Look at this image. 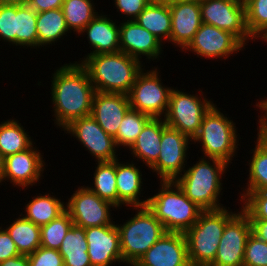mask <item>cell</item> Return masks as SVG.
<instances>
[{
	"mask_svg": "<svg viewBox=\"0 0 267 266\" xmlns=\"http://www.w3.org/2000/svg\"><path fill=\"white\" fill-rule=\"evenodd\" d=\"M69 62L55 69L50 81L53 121L61 131L73 120L91 115L96 92L88 71L80 63Z\"/></svg>",
	"mask_w": 267,
	"mask_h": 266,
	"instance_id": "obj_1",
	"label": "cell"
},
{
	"mask_svg": "<svg viewBox=\"0 0 267 266\" xmlns=\"http://www.w3.org/2000/svg\"><path fill=\"white\" fill-rule=\"evenodd\" d=\"M83 58L74 62L88 71L90 81L98 92L128 95L136 76L145 67V63L121 51Z\"/></svg>",
	"mask_w": 267,
	"mask_h": 266,
	"instance_id": "obj_2",
	"label": "cell"
},
{
	"mask_svg": "<svg viewBox=\"0 0 267 266\" xmlns=\"http://www.w3.org/2000/svg\"><path fill=\"white\" fill-rule=\"evenodd\" d=\"M228 168L229 165L222 160L201 157L192 167L186 166L175 182L204 211L219 210L226 207L220 199L223 194L222 178Z\"/></svg>",
	"mask_w": 267,
	"mask_h": 266,
	"instance_id": "obj_3",
	"label": "cell"
},
{
	"mask_svg": "<svg viewBox=\"0 0 267 266\" xmlns=\"http://www.w3.org/2000/svg\"><path fill=\"white\" fill-rule=\"evenodd\" d=\"M160 188L148 197L147 207L166 232L185 233L204 211L192 202L175 181H160Z\"/></svg>",
	"mask_w": 267,
	"mask_h": 266,
	"instance_id": "obj_4",
	"label": "cell"
},
{
	"mask_svg": "<svg viewBox=\"0 0 267 266\" xmlns=\"http://www.w3.org/2000/svg\"><path fill=\"white\" fill-rule=\"evenodd\" d=\"M230 119L216 104L204 115L199 132L192 140V144L197 142L201 146V157L219 159L231 165L240 139L236 123Z\"/></svg>",
	"mask_w": 267,
	"mask_h": 266,
	"instance_id": "obj_5",
	"label": "cell"
},
{
	"mask_svg": "<svg viewBox=\"0 0 267 266\" xmlns=\"http://www.w3.org/2000/svg\"><path fill=\"white\" fill-rule=\"evenodd\" d=\"M236 212L229 207L203 211L184 233L191 266H209L214 261L226 222Z\"/></svg>",
	"mask_w": 267,
	"mask_h": 266,
	"instance_id": "obj_6",
	"label": "cell"
},
{
	"mask_svg": "<svg viewBox=\"0 0 267 266\" xmlns=\"http://www.w3.org/2000/svg\"><path fill=\"white\" fill-rule=\"evenodd\" d=\"M135 214L116 226L120 234V248L125 266L137 260L166 232L163 224L144 207H133Z\"/></svg>",
	"mask_w": 267,
	"mask_h": 266,
	"instance_id": "obj_7",
	"label": "cell"
},
{
	"mask_svg": "<svg viewBox=\"0 0 267 266\" xmlns=\"http://www.w3.org/2000/svg\"><path fill=\"white\" fill-rule=\"evenodd\" d=\"M190 94L172 88L164 120L168 127L179 130L191 140L198 134L204 115L215 104L203 91ZM201 93V94H200ZM205 95V96H204Z\"/></svg>",
	"mask_w": 267,
	"mask_h": 266,
	"instance_id": "obj_8",
	"label": "cell"
},
{
	"mask_svg": "<svg viewBox=\"0 0 267 266\" xmlns=\"http://www.w3.org/2000/svg\"><path fill=\"white\" fill-rule=\"evenodd\" d=\"M151 69L145 70L144 67L136 76L128 94L130 108L152 118H164L173 87L164 85L158 67Z\"/></svg>",
	"mask_w": 267,
	"mask_h": 266,
	"instance_id": "obj_9",
	"label": "cell"
},
{
	"mask_svg": "<svg viewBox=\"0 0 267 266\" xmlns=\"http://www.w3.org/2000/svg\"><path fill=\"white\" fill-rule=\"evenodd\" d=\"M202 23L235 35L245 46L254 41L246 26L243 0H199Z\"/></svg>",
	"mask_w": 267,
	"mask_h": 266,
	"instance_id": "obj_10",
	"label": "cell"
},
{
	"mask_svg": "<svg viewBox=\"0 0 267 266\" xmlns=\"http://www.w3.org/2000/svg\"><path fill=\"white\" fill-rule=\"evenodd\" d=\"M160 154L149 168L159 181H175L186 169L189 144L192 140L179 130L166 127L162 131Z\"/></svg>",
	"mask_w": 267,
	"mask_h": 266,
	"instance_id": "obj_11",
	"label": "cell"
},
{
	"mask_svg": "<svg viewBox=\"0 0 267 266\" xmlns=\"http://www.w3.org/2000/svg\"><path fill=\"white\" fill-rule=\"evenodd\" d=\"M67 198L65 210L69 213L74 225L85 229L115 223L111 212L116 207L110 202L101 199L87 186H78V189L74 191L71 197Z\"/></svg>",
	"mask_w": 267,
	"mask_h": 266,
	"instance_id": "obj_12",
	"label": "cell"
},
{
	"mask_svg": "<svg viewBox=\"0 0 267 266\" xmlns=\"http://www.w3.org/2000/svg\"><path fill=\"white\" fill-rule=\"evenodd\" d=\"M62 130L76 138L93 159L95 157V162H111L120 158L116 155L119 149L115 139L91 115L73 120Z\"/></svg>",
	"mask_w": 267,
	"mask_h": 266,
	"instance_id": "obj_13",
	"label": "cell"
},
{
	"mask_svg": "<svg viewBox=\"0 0 267 266\" xmlns=\"http://www.w3.org/2000/svg\"><path fill=\"white\" fill-rule=\"evenodd\" d=\"M245 45L232 33L205 23L195 33L193 39L183 50L190 51L199 58L227 60L235 53L244 51ZM223 58V59H222ZM227 58V59H226Z\"/></svg>",
	"mask_w": 267,
	"mask_h": 266,
	"instance_id": "obj_14",
	"label": "cell"
},
{
	"mask_svg": "<svg viewBox=\"0 0 267 266\" xmlns=\"http://www.w3.org/2000/svg\"><path fill=\"white\" fill-rule=\"evenodd\" d=\"M239 209L226 222L216 257L209 266H243L245 244L251 234V223L247 213L241 207Z\"/></svg>",
	"mask_w": 267,
	"mask_h": 266,
	"instance_id": "obj_15",
	"label": "cell"
},
{
	"mask_svg": "<svg viewBox=\"0 0 267 266\" xmlns=\"http://www.w3.org/2000/svg\"><path fill=\"white\" fill-rule=\"evenodd\" d=\"M34 145L35 143L25 151L4 158L2 182L10 180L14 187L21 190H27L30 186L40 183L47 165L43 159L44 153Z\"/></svg>",
	"mask_w": 267,
	"mask_h": 266,
	"instance_id": "obj_16",
	"label": "cell"
},
{
	"mask_svg": "<svg viewBox=\"0 0 267 266\" xmlns=\"http://www.w3.org/2000/svg\"><path fill=\"white\" fill-rule=\"evenodd\" d=\"M87 253L91 266H112L124 263L120 234L116 224L85 228Z\"/></svg>",
	"mask_w": 267,
	"mask_h": 266,
	"instance_id": "obj_17",
	"label": "cell"
},
{
	"mask_svg": "<svg viewBox=\"0 0 267 266\" xmlns=\"http://www.w3.org/2000/svg\"><path fill=\"white\" fill-rule=\"evenodd\" d=\"M133 266H191L184 233L165 232Z\"/></svg>",
	"mask_w": 267,
	"mask_h": 266,
	"instance_id": "obj_18",
	"label": "cell"
},
{
	"mask_svg": "<svg viewBox=\"0 0 267 266\" xmlns=\"http://www.w3.org/2000/svg\"><path fill=\"white\" fill-rule=\"evenodd\" d=\"M124 21L119 22L121 52L138 59L141 63L143 62L142 56H146V61L162 58L164 44L157 37L134 20Z\"/></svg>",
	"mask_w": 267,
	"mask_h": 266,
	"instance_id": "obj_19",
	"label": "cell"
},
{
	"mask_svg": "<svg viewBox=\"0 0 267 266\" xmlns=\"http://www.w3.org/2000/svg\"><path fill=\"white\" fill-rule=\"evenodd\" d=\"M168 3L171 11L169 42L183 51L202 24L199 0H178Z\"/></svg>",
	"mask_w": 267,
	"mask_h": 266,
	"instance_id": "obj_20",
	"label": "cell"
},
{
	"mask_svg": "<svg viewBox=\"0 0 267 266\" xmlns=\"http://www.w3.org/2000/svg\"><path fill=\"white\" fill-rule=\"evenodd\" d=\"M129 109L128 95L96 91L92 100L91 116L115 139L119 125Z\"/></svg>",
	"mask_w": 267,
	"mask_h": 266,
	"instance_id": "obj_21",
	"label": "cell"
},
{
	"mask_svg": "<svg viewBox=\"0 0 267 266\" xmlns=\"http://www.w3.org/2000/svg\"><path fill=\"white\" fill-rule=\"evenodd\" d=\"M119 23L104 12L97 14L78 35L84 34L92 51L85 56L120 51ZM81 34V35H80Z\"/></svg>",
	"mask_w": 267,
	"mask_h": 266,
	"instance_id": "obj_22",
	"label": "cell"
},
{
	"mask_svg": "<svg viewBox=\"0 0 267 266\" xmlns=\"http://www.w3.org/2000/svg\"><path fill=\"white\" fill-rule=\"evenodd\" d=\"M119 161V158L116 159L118 209H120L122 205L129 207L127 210L131 207L146 206L148 202V196L145 200L140 198L143 197V193L141 191H144V178L142 177L143 175L140 170V166H138L136 162L134 163L133 159L130 162Z\"/></svg>",
	"mask_w": 267,
	"mask_h": 266,
	"instance_id": "obj_23",
	"label": "cell"
},
{
	"mask_svg": "<svg viewBox=\"0 0 267 266\" xmlns=\"http://www.w3.org/2000/svg\"><path fill=\"white\" fill-rule=\"evenodd\" d=\"M166 127L167 125L163 118H151L145 124L132 146L127 149L131 152L133 161H142V164H145L148 168L157 161L160 154L162 131Z\"/></svg>",
	"mask_w": 267,
	"mask_h": 266,
	"instance_id": "obj_24",
	"label": "cell"
},
{
	"mask_svg": "<svg viewBox=\"0 0 267 266\" xmlns=\"http://www.w3.org/2000/svg\"><path fill=\"white\" fill-rule=\"evenodd\" d=\"M134 21L152 33L162 43L168 41L169 44L171 11L168 2L151 1Z\"/></svg>",
	"mask_w": 267,
	"mask_h": 266,
	"instance_id": "obj_25",
	"label": "cell"
},
{
	"mask_svg": "<svg viewBox=\"0 0 267 266\" xmlns=\"http://www.w3.org/2000/svg\"><path fill=\"white\" fill-rule=\"evenodd\" d=\"M51 193H39V195L31 197L32 200L30 199L24 205L23 210H25L21 212V215L38 226L48 224L53 219H56L65 211V202L55 196V193Z\"/></svg>",
	"mask_w": 267,
	"mask_h": 266,
	"instance_id": "obj_26",
	"label": "cell"
},
{
	"mask_svg": "<svg viewBox=\"0 0 267 266\" xmlns=\"http://www.w3.org/2000/svg\"><path fill=\"white\" fill-rule=\"evenodd\" d=\"M36 28L38 34V48L40 49L41 47H43V49L46 47L49 48L50 44L54 45L61 38V40H63L64 35L67 36V33H72L66 25L61 8L37 13Z\"/></svg>",
	"mask_w": 267,
	"mask_h": 266,
	"instance_id": "obj_27",
	"label": "cell"
},
{
	"mask_svg": "<svg viewBox=\"0 0 267 266\" xmlns=\"http://www.w3.org/2000/svg\"><path fill=\"white\" fill-rule=\"evenodd\" d=\"M87 248L85 229L73 224L58 249L64 266H91Z\"/></svg>",
	"mask_w": 267,
	"mask_h": 266,
	"instance_id": "obj_28",
	"label": "cell"
},
{
	"mask_svg": "<svg viewBox=\"0 0 267 266\" xmlns=\"http://www.w3.org/2000/svg\"><path fill=\"white\" fill-rule=\"evenodd\" d=\"M4 229L14 241L20 255H30L41 246L40 226L18 214Z\"/></svg>",
	"mask_w": 267,
	"mask_h": 266,
	"instance_id": "obj_29",
	"label": "cell"
},
{
	"mask_svg": "<svg viewBox=\"0 0 267 266\" xmlns=\"http://www.w3.org/2000/svg\"><path fill=\"white\" fill-rule=\"evenodd\" d=\"M19 120L7 119L0 123V152L3 157L22 152L34 144Z\"/></svg>",
	"mask_w": 267,
	"mask_h": 266,
	"instance_id": "obj_30",
	"label": "cell"
},
{
	"mask_svg": "<svg viewBox=\"0 0 267 266\" xmlns=\"http://www.w3.org/2000/svg\"><path fill=\"white\" fill-rule=\"evenodd\" d=\"M92 184L87 187L101 199L110 202L118 210V193L116 187V160L97 162ZM94 185V186H93Z\"/></svg>",
	"mask_w": 267,
	"mask_h": 266,
	"instance_id": "obj_31",
	"label": "cell"
},
{
	"mask_svg": "<svg viewBox=\"0 0 267 266\" xmlns=\"http://www.w3.org/2000/svg\"><path fill=\"white\" fill-rule=\"evenodd\" d=\"M37 12L28 4L16 5V47L38 49Z\"/></svg>",
	"mask_w": 267,
	"mask_h": 266,
	"instance_id": "obj_32",
	"label": "cell"
},
{
	"mask_svg": "<svg viewBox=\"0 0 267 266\" xmlns=\"http://www.w3.org/2000/svg\"><path fill=\"white\" fill-rule=\"evenodd\" d=\"M94 4L93 0L63 1L61 9L70 32L72 30L77 35L98 14Z\"/></svg>",
	"mask_w": 267,
	"mask_h": 266,
	"instance_id": "obj_33",
	"label": "cell"
},
{
	"mask_svg": "<svg viewBox=\"0 0 267 266\" xmlns=\"http://www.w3.org/2000/svg\"><path fill=\"white\" fill-rule=\"evenodd\" d=\"M255 147L251 149L250 160L247 161L248 182L240 192L267 191V148L260 145L257 141Z\"/></svg>",
	"mask_w": 267,
	"mask_h": 266,
	"instance_id": "obj_34",
	"label": "cell"
},
{
	"mask_svg": "<svg viewBox=\"0 0 267 266\" xmlns=\"http://www.w3.org/2000/svg\"><path fill=\"white\" fill-rule=\"evenodd\" d=\"M151 118L145 113L130 108L124 115L115 138L118 149L121 150L120 146L129 149Z\"/></svg>",
	"mask_w": 267,
	"mask_h": 266,
	"instance_id": "obj_35",
	"label": "cell"
},
{
	"mask_svg": "<svg viewBox=\"0 0 267 266\" xmlns=\"http://www.w3.org/2000/svg\"><path fill=\"white\" fill-rule=\"evenodd\" d=\"M250 37L262 42L267 38V0H243Z\"/></svg>",
	"mask_w": 267,
	"mask_h": 266,
	"instance_id": "obj_36",
	"label": "cell"
},
{
	"mask_svg": "<svg viewBox=\"0 0 267 266\" xmlns=\"http://www.w3.org/2000/svg\"><path fill=\"white\" fill-rule=\"evenodd\" d=\"M73 224L69 213L65 210L56 219L40 226L41 246L47 249L58 250Z\"/></svg>",
	"mask_w": 267,
	"mask_h": 266,
	"instance_id": "obj_37",
	"label": "cell"
},
{
	"mask_svg": "<svg viewBox=\"0 0 267 266\" xmlns=\"http://www.w3.org/2000/svg\"><path fill=\"white\" fill-rule=\"evenodd\" d=\"M241 208L249 219L267 220V191L239 192Z\"/></svg>",
	"mask_w": 267,
	"mask_h": 266,
	"instance_id": "obj_38",
	"label": "cell"
},
{
	"mask_svg": "<svg viewBox=\"0 0 267 266\" xmlns=\"http://www.w3.org/2000/svg\"><path fill=\"white\" fill-rule=\"evenodd\" d=\"M243 266H267V243L252 233L246 240Z\"/></svg>",
	"mask_w": 267,
	"mask_h": 266,
	"instance_id": "obj_39",
	"label": "cell"
},
{
	"mask_svg": "<svg viewBox=\"0 0 267 266\" xmlns=\"http://www.w3.org/2000/svg\"><path fill=\"white\" fill-rule=\"evenodd\" d=\"M0 41L16 47V5H0Z\"/></svg>",
	"mask_w": 267,
	"mask_h": 266,
	"instance_id": "obj_40",
	"label": "cell"
},
{
	"mask_svg": "<svg viewBox=\"0 0 267 266\" xmlns=\"http://www.w3.org/2000/svg\"><path fill=\"white\" fill-rule=\"evenodd\" d=\"M29 266H64V259L57 249L42 246L28 255Z\"/></svg>",
	"mask_w": 267,
	"mask_h": 266,
	"instance_id": "obj_41",
	"label": "cell"
},
{
	"mask_svg": "<svg viewBox=\"0 0 267 266\" xmlns=\"http://www.w3.org/2000/svg\"><path fill=\"white\" fill-rule=\"evenodd\" d=\"M115 9L125 20H135L151 0H113Z\"/></svg>",
	"mask_w": 267,
	"mask_h": 266,
	"instance_id": "obj_42",
	"label": "cell"
},
{
	"mask_svg": "<svg viewBox=\"0 0 267 266\" xmlns=\"http://www.w3.org/2000/svg\"><path fill=\"white\" fill-rule=\"evenodd\" d=\"M255 108L261 111L262 114L258 116L257 125V138L256 141L267 148V99L265 96L258 102L255 103ZM264 113V114H263ZM260 117V118H259Z\"/></svg>",
	"mask_w": 267,
	"mask_h": 266,
	"instance_id": "obj_43",
	"label": "cell"
},
{
	"mask_svg": "<svg viewBox=\"0 0 267 266\" xmlns=\"http://www.w3.org/2000/svg\"><path fill=\"white\" fill-rule=\"evenodd\" d=\"M20 255L16 245L7 231L0 226V262Z\"/></svg>",
	"mask_w": 267,
	"mask_h": 266,
	"instance_id": "obj_44",
	"label": "cell"
},
{
	"mask_svg": "<svg viewBox=\"0 0 267 266\" xmlns=\"http://www.w3.org/2000/svg\"><path fill=\"white\" fill-rule=\"evenodd\" d=\"M64 0H28L27 4L37 13L62 8Z\"/></svg>",
	"mask_w": 267,
	"mask_h": 266,
	"instance_id": "obj_45",
	"label": "cell"
},
{
	"mask_svg": "<svg viewBox=\"0 0 267 266\" xmlns=\"http://www.w3.org/2000/svg\"><path fill=\"white\" fill-rule=\"evenodd\" d=\"M251 233L267 243V220L250 219Z\"/></svg>",
	"mask_w": 267,
	"mask_h": 266,
	"instance_id": "obj_46",
	"label": "cell"
},
{
	"mask_svg": "<svg viewBox=\"0 0 267 266\" xmlns=\"http://www.w3.org/2000/svg\"><path fill=\"white\" fill-rule=\"evenodd\" d=\"M0 266H29L28 255H18L0 262Z\"/></svg>",
	"mask_w": 267,
	"mask_h": 266,
	"instance_id": "obj_47",
	"label": "cell"
},
{
	"mask_svg": "<svg viewBox=\"0 0 267 266\" xmlns=\"http://www.w3.org/2000/svg\"><path fill=\"white\" fill-rule=\"evenodd\" d=\"M28 0H0V5H24Z\"/></svg>",
	"mask_w": 267,
	"mask_h": 266,
	"instance_id": "obj_48",
	"label": "cell"
},
{
	"mask_svg": "<svg viewBox=\"0 0 267 266\" xmlns=\"http://www.w3.org/2000/svg\"><path fill=\"white\" fill-rule=\"evenodd\" d=\"M3 169H4V157L2 153L0 152V185H3L2 183Z\"/></svg>",
	"mask_w": 267,
	"mask_h": 266,
	"instance_id": "obj_49",
	"label": "cell"
},
{
	"mask_svg": "<svg viewBox=\"0 0 267 266\" xmlns=\"http://www.w3.org/2000/svg\"><path fill=\"white\" fill-rule=\"evenodd\" d=\"M151 1H165V2H170V0H151Z\"/></svg>",
	"mask_w": 267,
	"mask_h": 266,
	"instance_id": "obj_50",
	"label": "cell"
}]
</instances>
